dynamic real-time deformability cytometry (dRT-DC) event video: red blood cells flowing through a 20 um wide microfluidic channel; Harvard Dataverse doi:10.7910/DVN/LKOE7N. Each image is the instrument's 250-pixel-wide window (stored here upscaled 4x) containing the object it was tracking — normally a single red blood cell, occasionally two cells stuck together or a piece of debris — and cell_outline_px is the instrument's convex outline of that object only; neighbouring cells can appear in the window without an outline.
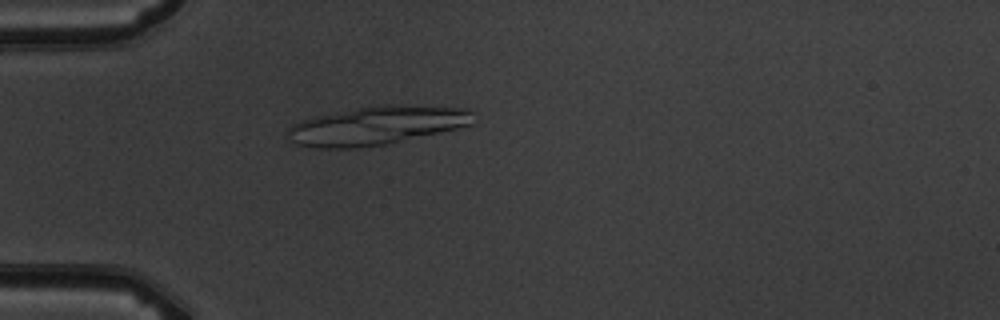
{"species": "common noctule bat (a hibernating species)", "species_latin": "Nyctalus noctula", "temperature_condition": "warm", "stored_images_in_passage": 5, "camera_frame_rate_fps": 3000, "um_per_image_px": 0.085, "animal": {"sex": "male", "body_mass_g": 19.5, "forearm_length_mm": 54.6}, "frame": {"image": 1, "passage_image": 4, "time_ms": 4.333, "image_size_px": [1000, 320], "cell_outline_px": [[476, 112], [472, 124], [456, 128], [384, 144], [356, 148], [316, 148], [296, 144], [288, 140], [288, 128], [292, 124], [316, 116], [356, 108], [380, 104], [392, 104], [468, 108]], "centroid_in_image_um": [32.02, 10.66], "position_along_channel_um": 53.0, "area_um2": 41.56}}